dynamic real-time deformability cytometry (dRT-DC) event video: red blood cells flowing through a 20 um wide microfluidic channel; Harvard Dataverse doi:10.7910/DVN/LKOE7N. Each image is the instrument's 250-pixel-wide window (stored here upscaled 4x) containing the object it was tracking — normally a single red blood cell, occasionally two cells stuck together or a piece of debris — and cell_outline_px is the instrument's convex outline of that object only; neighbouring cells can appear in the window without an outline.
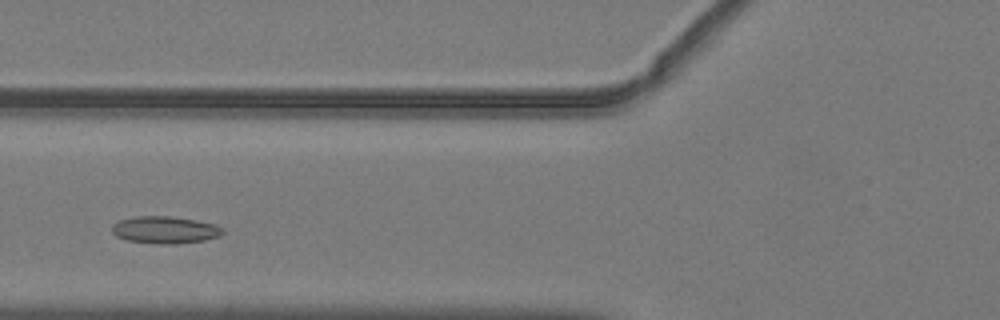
{"species": "common noctule bat (a hibernating species)", "species_latin": "Nyctalus noctula", "temperature_condition": "warm", "stored_images_in_passage": 39, "camera_frame_rate_fps": 3000, "um_per_image_px": 0.085, "animal": {"sex": "male", "body_mass_g": 19.2, "forearm_length_mm": 51.8}, "frame": {"image": 1, "passage_image": 8, "time_ms": 2.333, "image_size_px": [1000, 320], "cell_outline_px": [[224, 232], [220, 236], [204, 240], [176, 244], [160, 244], [128, 240], [116, 236], [112, 232], [112, 224], [120, 220], [136, 216], [172, 216], [196, 220], [216, 224], [224, 228]], "centroid_in_image_um": [14.05, 19.53], "position_along_channel_um": 111.7, "area_um2": 17.63}}
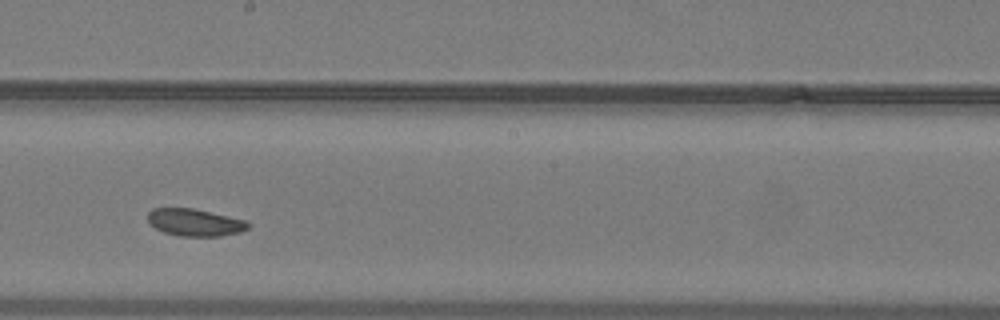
{"frame": {"image": 2, "passage_image": 17, "time_ms": 5.333, "image_size_px": [1000, 320], "cell_outline_px": [[248, 228], [240, 232], [220, 236], [180, 236], [164, 232], [156, 228], [148, 220], [148, 212], [152, 208], [192, 208], [244, 220], [248, 224]], "centroid_in_image_um": [16.53, 18.91], "position_along_channel_um": 231.7, "area_um2": 15.61}}
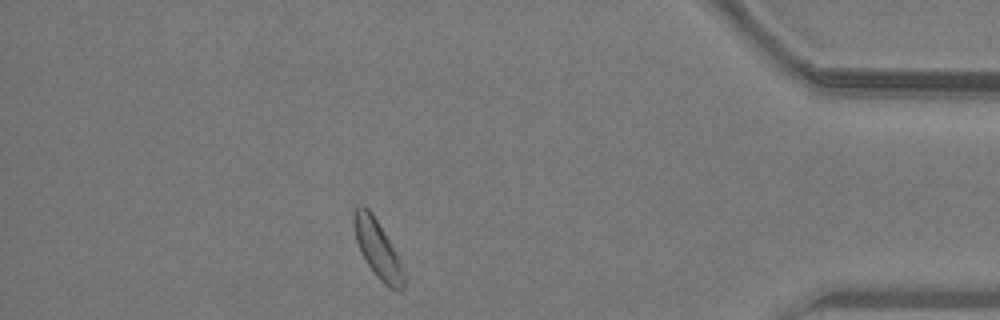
{"frame": {"image": 3, "passage_image": 33, "time_ms": 10.667, "image_size_px": [1000, 320], "cell_outline_px": [[404, 288], [400, 292], [396, 292], [388, 288], [376, 276], [360, 252], [356, 240], [352, 220], [352, 212], [356, 204], [364, 204], [372, 212], [384, 232], [404, 272]], "centroid_in_image_um": [32.04, 21.14], "position_along_channel_um": 403.2, "area_um2": 16.82}, "authors_computed_cell_mechanics": {"area_um2": 16.7042, "velocity_mm_per_s": 3.999, "shape_relaxation_time_tau1_ms": 3.1631, "shape_relaxation_time_tau2_ms": 6.499, "deformation_change_tau1": 0.0698, "deformation_change_tau2": 0.128}}